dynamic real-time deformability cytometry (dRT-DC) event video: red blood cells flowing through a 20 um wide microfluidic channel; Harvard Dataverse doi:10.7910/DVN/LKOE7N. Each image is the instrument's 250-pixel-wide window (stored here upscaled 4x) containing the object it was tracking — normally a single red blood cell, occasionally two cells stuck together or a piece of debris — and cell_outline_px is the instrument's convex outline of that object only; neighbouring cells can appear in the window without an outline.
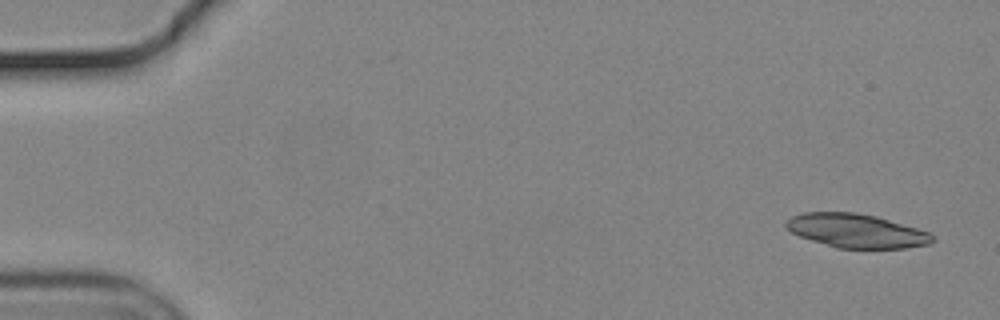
{"species": "common noctule bat (a hibernating species)", "species_latin": "Nyctalus noctula", "temperature_condition": "cold", "stored_images_in_passage": 37, "camera_frame_rate_fps": 3000, "um_per_image_px": 0.085, "animal": {"sex": "male", "body_mass_g": 19.2, "forearm_length_mm": 51.8}, "frame": {"image": 1, "passage_image": 1, "time_ms": 0.0, "image_size_px": [1000, 320], "cell_outline_px": [[936, 240], [928, 244], [904, 248], [836, 248], [800, 236], [792, 232], [784, 224], [792, 216], [804, 212], [856, 212], [876, 216], [916, 228], [928, 232], [936, 236]], "centroid_in_image_um": [72.81, 19.62], "position_along_channel_um": 12.2, "area_um2": 28.67}}
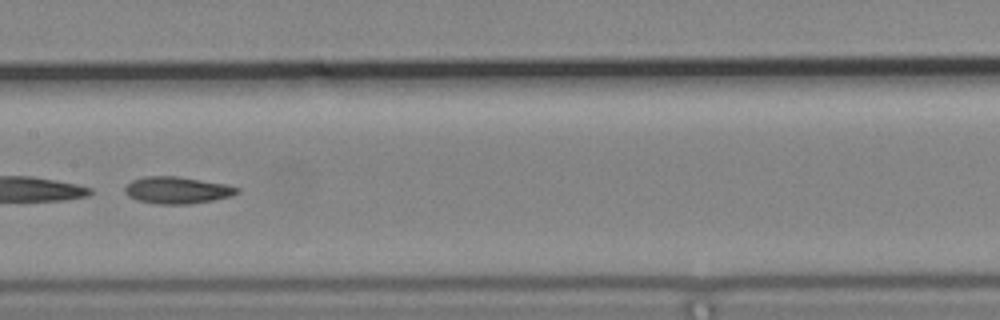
{"frame": {"image": 2, "passage_image": 27, "time_ms": 8.667, "image_size_px": [1000, 320], "cell_outline_px": [[240, 192], [232, 196], [212, 200], [188, 204], [160, 204], [136, 200], [128, 196], [124, 192], [124, 188], [132, 180], [144, 176], [176, 176], [228, 184], [240, 188]], "centroid_in_image_um": [15.07, 16.16], "position_along_channel_um": 192.3, "area_um2": 17.69}}